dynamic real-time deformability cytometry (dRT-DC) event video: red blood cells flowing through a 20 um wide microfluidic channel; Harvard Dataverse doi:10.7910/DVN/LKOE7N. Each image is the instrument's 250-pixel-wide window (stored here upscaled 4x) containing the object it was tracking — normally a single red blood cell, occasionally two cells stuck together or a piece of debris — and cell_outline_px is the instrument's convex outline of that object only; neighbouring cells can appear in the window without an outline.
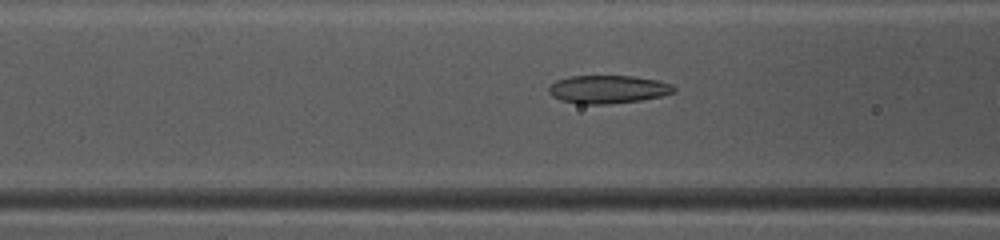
{"species": "common noctule bat (a hibernating species)", "species_latin": "Nyctalus noctula", "temperature_condition": "warm", "stored_images_in_passage": 49, "camera_frame_rate_fps": 3000, "um_per_image_px": 0.085, "animal": {"sex": "female", "body_mass_g": 10.0, "forearm_length_mm": 53.1}, "frame": {"image": 1, "passage_image": 20, "time_ms": 6.333, "image_size_px": [1000, 240], "cell_outline_px": [[676, 92], [660, 96], [640, 100], [608, 104], [580, 104], [560, 100], [552, 96], [548, 92], [548, 88], [556, 80], [568, 76], [632, 76], [656, 80], [672, 84], [676, 88]], "centroid_in_image_um": [51.66, 7.59], "position_along_channel_um": 114.9, "area_um2": 20.52}}
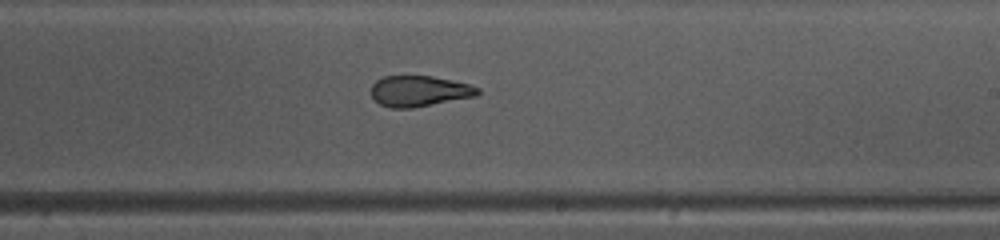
{"frame": {"image": 2, "passage_image": 30, "time_ms": 9.667, "image_size_px": [1000, 240], "cell_outline_px": [[480, 92], [476, 96], [412, 108], [392, 108], [380, 104], [372, 96], [372, 84], [376, 80], [384, 76], [432, 76], [472, 84], [480, 88]], "centroid_in_image_um": [35.67, 7.73], "position_along_channel_um": 253.3, "area_um2": 19.13}}
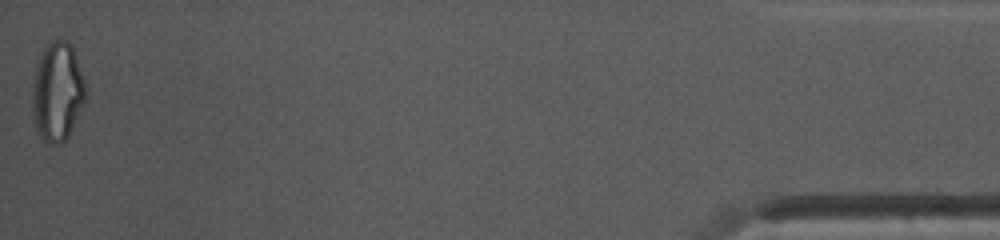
{"frame": {"image": 3, "passage_image": 49, "time_ms": 16.0, "image_size_px": [1000, 240], "cell_outline_px": [[84, 104], [68, 136], [60, 144], [48, 144], [36, 132], [32, 108], [32, 88], [36, 68], [40, 56], [44, 48], [52, 40], [68, 40], [72, 48], [84, 80]], "centroid_in_image_um": [4.85, 7.83], "position_along_channel_um": 430.3, "area_um2": 30.35}, "authors_computed_cell_mechanics": {"area_um2": 21.4438, "velocity_mm_per_s": 4.1478, "shape_relaxation_time_tau1_ms": null, "shape_relaxation_time_tau2_ms": 1.5073, "deformation_change_tau1": null, "deformation_change_tau2": 0.092}}